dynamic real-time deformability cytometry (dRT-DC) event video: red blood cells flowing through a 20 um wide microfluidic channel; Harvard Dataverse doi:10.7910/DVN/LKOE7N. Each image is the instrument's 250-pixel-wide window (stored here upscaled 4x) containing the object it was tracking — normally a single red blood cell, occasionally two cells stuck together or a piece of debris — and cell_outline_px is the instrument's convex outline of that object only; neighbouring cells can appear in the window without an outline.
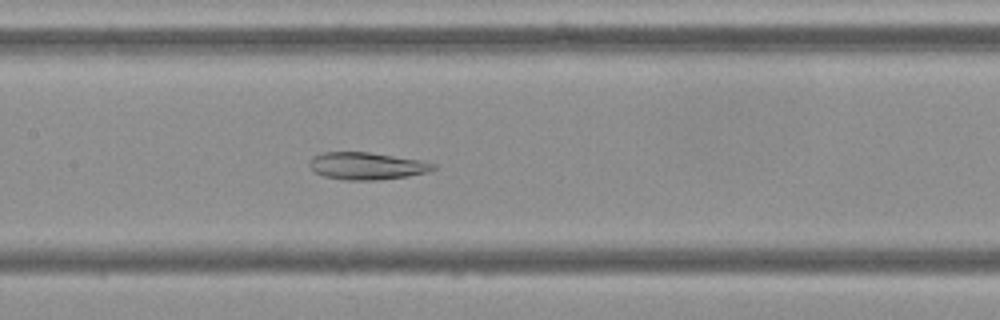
{"species": "Egyptian fruit bat (a non-hibernating species)", "species_latin": "Rousettus aegyptiacus", "temperature_condition": "cold", "stored_images_in_passage": 49, "camera_frame_rate_fps": 3000, "um_per_image_px": 0.085, "frame": {"image": 1, "passage_image": 20, "time_ms": 6.333, "image_size_px": [1000, 320], "cell_outline_px": [[436, 168], [428, 172], [408, 176], [380, 180], [344, 180], [324, 176], [316, 172], [308, 164], [312, 156], [324, 152], [368, 152], [420, 160], [436, 164]], "centroid_in_image_um": [31.18, 14.11], "position_along_channel_um": 176.2, "area_um2": 19.65}}
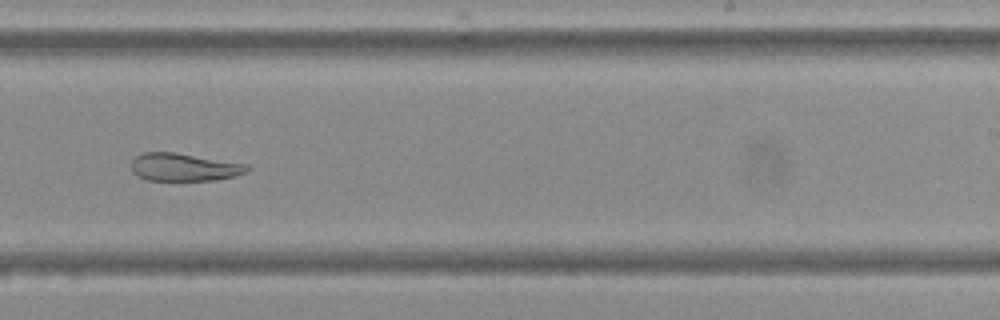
{"frame": {"image": 2, "passage_image": 28, "time_ms": 9.0, "image_size_px": [1000, 320], "cell_outline_px": [[252, 168], [248, 172], [236, 176], [216, 180], [148, 180], [136, 176], [132, 172], [132, 160], [136, 156], [144, 152], [172, 152], [248, 164]], "centroid_in_image_um": [15.67, 14.21], "position_along_channel_um": 273.3, "area_um2": 18.84}}
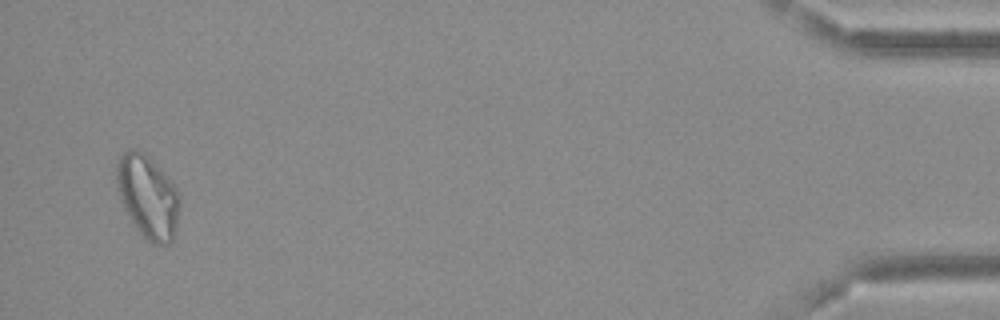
{"frame": {"image": 3, "passage_image": 47, "time_ms": 15.333, "image_size_px": [1000, 320], "cell_outline_px": [[180, 204], [176, 224], [172, 240], [168, 244], [152, 244], [140, 232], [128, 216], [120, 200], [116, 180], [116, 164], [120, 156], [128, 148], [140, 148], [172, 180], [180, 196]], "centroid_in_image_um": [12.55, 16.66], "position_along_channel_um": 422.6, "area_um2": 30.63}, "authors_computed_cell_mechanics": {"area_um2": 24.1604, "velocity_mm_per_s": 3.6588, "shape_relaxation_time_tau1_ms": null, "shape_relaxation_time_tau2_ms": 5.2993, "deformation_change_tau1": null, "deformation_change_tau2": 0.1215}}